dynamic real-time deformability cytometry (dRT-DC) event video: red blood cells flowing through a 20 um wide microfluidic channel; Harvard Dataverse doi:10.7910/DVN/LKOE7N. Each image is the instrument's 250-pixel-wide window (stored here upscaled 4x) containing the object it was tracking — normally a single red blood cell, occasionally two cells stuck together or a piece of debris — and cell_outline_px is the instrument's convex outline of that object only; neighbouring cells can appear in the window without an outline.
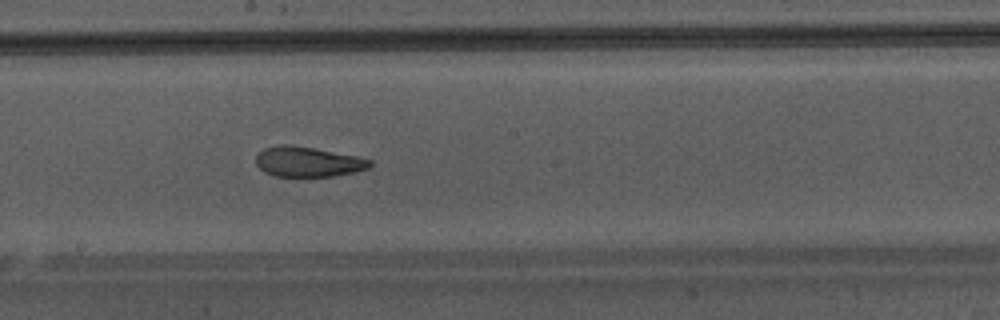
{"species": "Egyptian fruit bat (a non-hibernating species)", "species_latin": "Rousettus aegyptiacus", "temperature_condition": "warm", "stored_images_in_passage": 47, "camera_frame_rate_fps": 3000, "um_per_image_px": 0.085, "animal": {"sex": "male"}, "frame": {"image": 1, "passage_image": 27, "time_ms": 8.667, "image_size_px": [1000, 320], "cell_outline_px": [[372, 164], [368, 168], [336, 176], [276, 176], [264, 172], [256, 164], [256, 156], [264, 148], [284, 144], [288, 144], [312, 148], [356, 156], [372, 160]], "centroid_in_image_um": [26.16, 13.75], "position_along_channel_um": 222.0, "area_um2": 19.71}}